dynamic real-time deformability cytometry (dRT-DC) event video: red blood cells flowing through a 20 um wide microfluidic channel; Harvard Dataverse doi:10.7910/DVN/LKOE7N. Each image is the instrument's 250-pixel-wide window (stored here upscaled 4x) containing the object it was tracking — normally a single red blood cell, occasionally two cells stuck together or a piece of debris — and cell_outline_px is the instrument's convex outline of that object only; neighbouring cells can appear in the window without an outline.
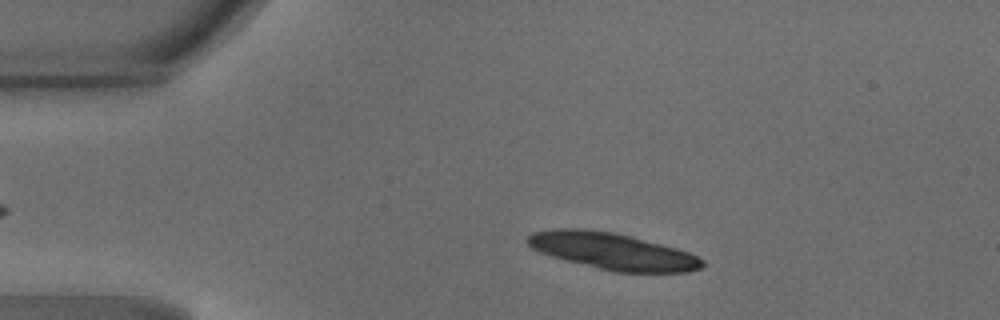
{"species": "common noctule bat (a hibernating species)", "species_latin": "Nyctalus noctula", "temperature_condition": "warm", "stored_images_in_passage": 38, "segment_of_instrument_passage": [1, 2], "camera_frame_rate_fps": 3000, "um_per_image_px": 0.085, "animal": {"sex": "male", "body_mass_g": 18.8}, "frame": {"image": 1, "passage_image": 6, "time_ms": 1.667, "image_size_px": [1000, 320], "cell_outline_px": [[704, 264], [700, 268], [688, 272], [612, 272], [552, 256], [540, 252], [532, 248], [524, 240], [532, 232], [556, 228], [580, 228], [612, 232], [632, 236], [676, 248], [688, 252], [704, 260]], "centroid_in_image_um": [52.04, 21.34], "position_along_channel_um": 33.0, "area_um2": 37.22}}